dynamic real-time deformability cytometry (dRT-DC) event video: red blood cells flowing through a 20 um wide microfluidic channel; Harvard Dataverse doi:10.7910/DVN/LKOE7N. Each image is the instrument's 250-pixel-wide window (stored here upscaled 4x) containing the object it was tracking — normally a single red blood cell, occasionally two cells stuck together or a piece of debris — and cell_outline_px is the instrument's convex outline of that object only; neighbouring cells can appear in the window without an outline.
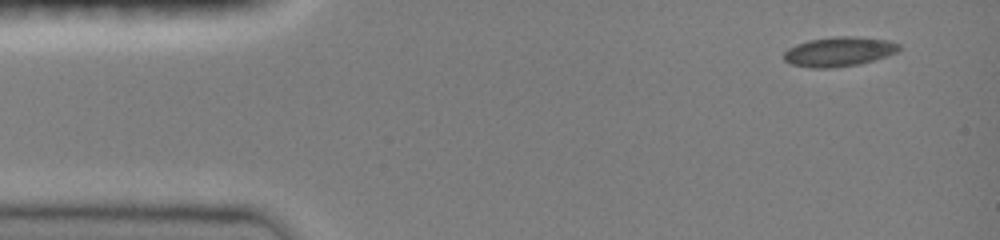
{"species": "common noctule bat (a hibernating species)", "species_latin": "Nyctalus noctula", "temperature_condition": "room temperature", "stored_images_in_passage": 45, "camera_frame_rate_fps": 3000, "um_per_image_px": 0.085, "animal": {"sex": "female", "body_mass_g": 19.0, "forearm_length_mm": 51.5}, "frame": {"image": 1, "passage_image": 1, "time_ms": 0.0, "image_size_px": [1000, 240], "cell_outline_px": [[900, 48], [896, 52], [888, 56], [860, 64], [832, 68], [812, 68], [792, 64], [784, 60], [784, 52], [788, 48], [796, 44], [808, 40], [832, 36], [856, 36], [888, 40], [900, 44]], "centroid_in_image_um": [71.32, 4.38], "position_along_channel_um": 13.7, "area_um2": 20.0}}
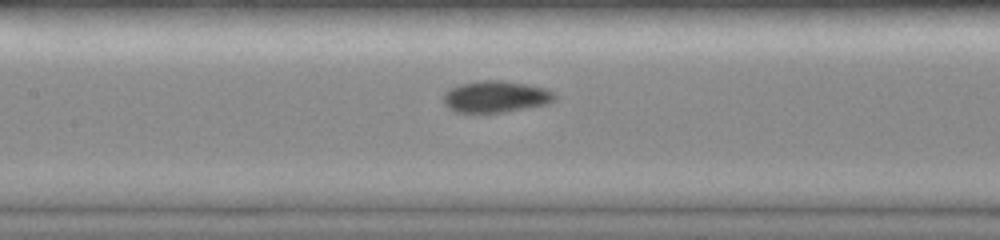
{"frame": {"image": 2, "passage_image": 19, "time_ms": 6.0, "image_size_px": [1000, 240], "cell_outline_px": [[556, 100], [548, 104], [504, 112], [456, 112], [448, 108], [444, 104], [444, 92], [460, 84], [480, 80], [500, 80], [528, 84], [544, 88], [556, 92]], "centroid_in_image_um": [42.17, 8.21], "position_along_channel_um": 165.2, "area_um2": 20.58}}
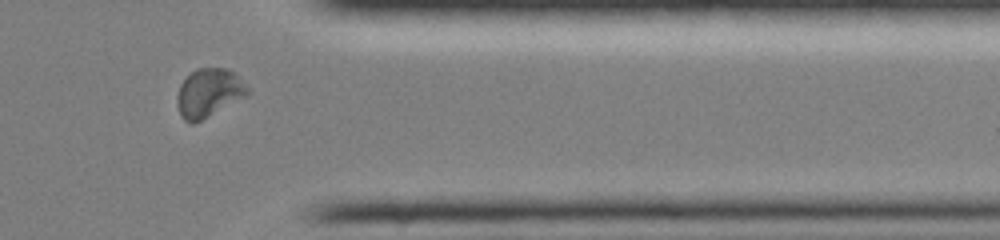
{"frame": {"image": 3, "passage_image": 36, "time_ms": 11.667, "image_size_px": [1000, 240], "cell_outline_px": [[252, 92], [248, 96], [192, 124], [184, 120], [180, 116], [176, 104], [176, 96], [180, 84], [196, 68], [228, 68]], "centroid_in_image_um": [17.73, 7.91], "position_along_channel_um": 393.7, "area_um2": 19.88}, "authors_computed_cell_mechanics": {"area_um2": 19.4208, "velocity_mm_per_s": 4.0672, "shape_relaxation_time_tau1_ms": 5.154, "shape_relaxation_time_tau2_ms": 1.8111, "deformation_change_tau1": 0.1493, "deformation_change_tau2": 0.0418}}